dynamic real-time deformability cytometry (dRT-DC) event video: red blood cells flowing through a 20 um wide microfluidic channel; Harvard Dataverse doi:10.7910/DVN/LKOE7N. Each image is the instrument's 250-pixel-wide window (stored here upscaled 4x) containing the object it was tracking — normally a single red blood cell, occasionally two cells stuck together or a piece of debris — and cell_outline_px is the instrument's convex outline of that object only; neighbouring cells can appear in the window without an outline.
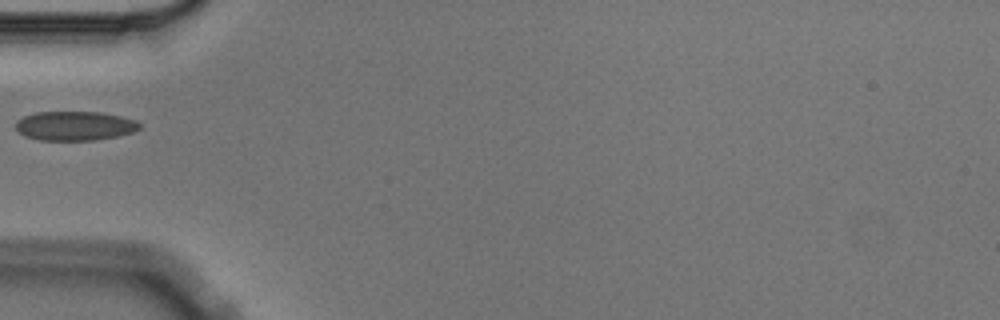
{"species": "Egyptian fruit bat (a non-hibernating species)", "species_latin": "Rousettus aegyptiacus", "temperature_condition": "cold", "stored_images_in_passage": 2, "camera_frame_rate_fps": 3000, "um_per_image_px": 0.085, "animal": {"sex": "male"}, "frame": {"image": 1, "passage_image": 1, "time_ms": 0.0, "image_size_px": [1000, 320], "cell_outline_px": [[140, 128], [132, 132], [116, 136], [96, 140], [36, 140], [24, 136], [16, 128], [16, 120], [24, 116], [36, 112], [100, 112], [120, 116], [136, 120], [140, 124]], "centroid_in_image_um": [6.33, 10.7], "position_along_channel_um": 78.7, "area_um2": 21.1}}
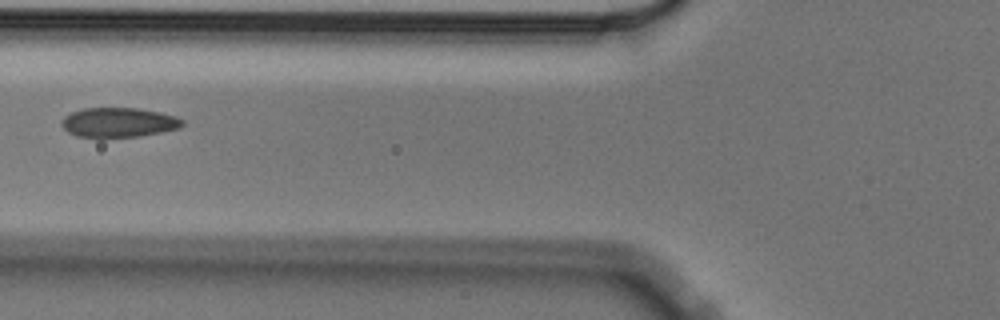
{"frame": {"image": 2, "passage_image": 2, "time_ms": 0.333, "image_size_px": [1000, 320], "cell_outline_px": [[184, 124], [180, 128], [140, 136], [104, 140], [100, 140], [76, 136], [68, 132], [64, 128], [64, 116], [72, 112], [84, 108], [136, 108], [160, 112], [176, 116], [184, 120]], "centroid_in_image_um": [10.09, 10.45], "position_along_channel_um": 115.7, "area_um2": 21.39}}